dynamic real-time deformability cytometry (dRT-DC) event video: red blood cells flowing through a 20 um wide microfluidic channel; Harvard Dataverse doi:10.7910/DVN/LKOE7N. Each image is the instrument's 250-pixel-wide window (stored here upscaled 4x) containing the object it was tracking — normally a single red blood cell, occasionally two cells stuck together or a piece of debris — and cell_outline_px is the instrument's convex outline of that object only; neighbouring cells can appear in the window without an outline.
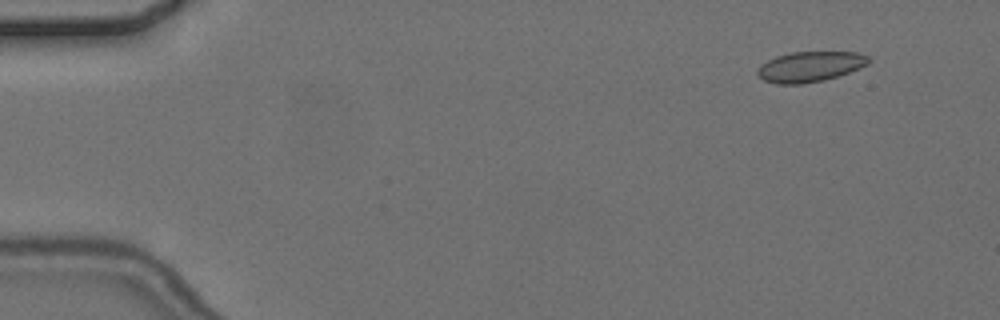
{"species": "common noctule bat (a hibernating species)", "species_latin": "Nyctalus noctula", "temperature_condition": "cold", "stored_images_in_passage": 5, "camera_frame_rate_fps": 3000, "um_per_image_px": 0.085, "animal": {"sex": "female", "body_mass_g": 24.6, "forearm_length_mm": 56.2}, "frame": {"image": 1, "passage_image": 1, "time_ms": 0.0, "image_size_px": [1000, 320], "cell_outline_px": [[872, 60], [868, 64], [860, 68], [824, 80], [800, 84], [776, 84], [764, 80], [756, 76], [756, 72], [760, 64], [776, 56], [792, 52], [856, 52], [868, 56]], "centroid_in_image_um": [68.82, 5.66], "position_along_channel_um": 16.2, "area_um2": 19.71}}
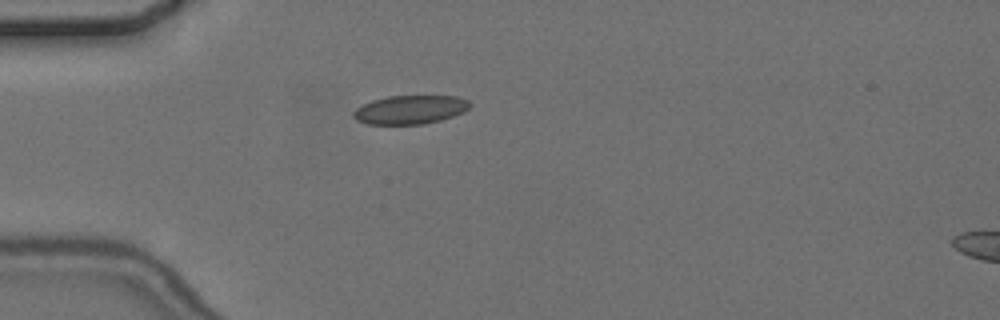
{"frame": {"image": 2, "passage_image": 4, "time_ms": 3.667, "image_size_px": [1000, 320], "cell_outline_px": [[472, 104], [464, 112], [440, 120], [424, 124], [368, 124], [356, 120], [352, 116], [352, 112], [356, 108], [372, 100], [388, 96], [456, 96], [468, 100]], "centroid_in_image_um": [34.85, 9.32], "position_along_channel_um": 50.1, "area_um2": 19.48}}